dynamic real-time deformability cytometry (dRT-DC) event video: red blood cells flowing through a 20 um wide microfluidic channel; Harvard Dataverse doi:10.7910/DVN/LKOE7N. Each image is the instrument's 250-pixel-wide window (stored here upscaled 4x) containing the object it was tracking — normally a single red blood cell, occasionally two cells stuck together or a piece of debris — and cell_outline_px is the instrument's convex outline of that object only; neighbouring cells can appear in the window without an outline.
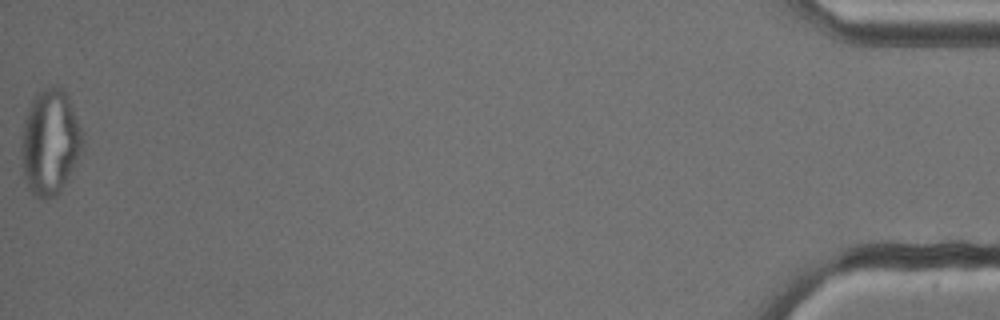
{"species": "common noctule bat (a hibernating species)", "species_latin": "Nyctalus noctula", "temperature_condition": "cold", "stored_images_in_passage": 16, "camera_frame_rate_fps": 3000, "um_per_image_px": 0.085, "animal": {"sex": "male", "body_mass_g": 13.3}, "frame": {"image": 1, "passage_image": 16, "time_ms": 18.333, "image_size_px": [1000, 320], "cell_outline_px": [[84, 148], [68, 180], [60, 192], [56, 196], [48, 200], [40, 200], [28, 188], [24, 176], [20, 156], [20, 148], [24, 120], [28, 108], [36, 92], [44, 88], [60, 88], [68, 96], [84, 132]], "centroid_in_image_um": [4.27, 12.14], "position_along_channel_um": 430.9, "area_um2": 38.38}}